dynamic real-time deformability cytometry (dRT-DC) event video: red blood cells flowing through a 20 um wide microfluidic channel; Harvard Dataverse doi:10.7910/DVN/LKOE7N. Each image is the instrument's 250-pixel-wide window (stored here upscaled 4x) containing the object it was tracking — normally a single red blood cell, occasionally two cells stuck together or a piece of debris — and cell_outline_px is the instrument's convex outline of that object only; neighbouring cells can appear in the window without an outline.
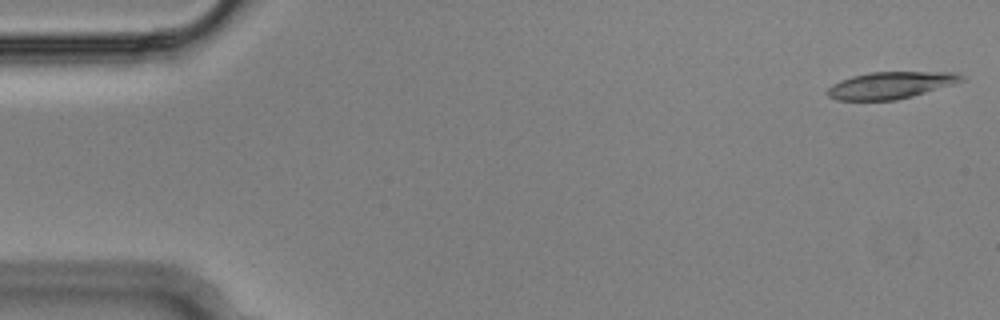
{"species": "Egyptian fruit bat (a non-hibernating species)", "species_latin": "Rousettus aegyptiacus", "temperature_condition": "cold", "stored_images_in_passage": 49, "camera_frame_rate_fps": 3000, "um_per_image_px": 0.085, "animal": {"sex": "male"}, "frame": {"image": 1, "passage_image": 1, "time_ms": 0.0, "image_size_px": [1000, 320], "cell_outline_px": [[968, 80], [912, 96], [896, 100], [836, 100], [828, 96], [828, 88], [832, 84], [840, 80], [852, 76], [868, 72], [956, 72], [964, 76]], "centroid_in_image_um": [75.74, 7.23], "position_along_channel_um": 9.3, "area_um2": 21.1}}
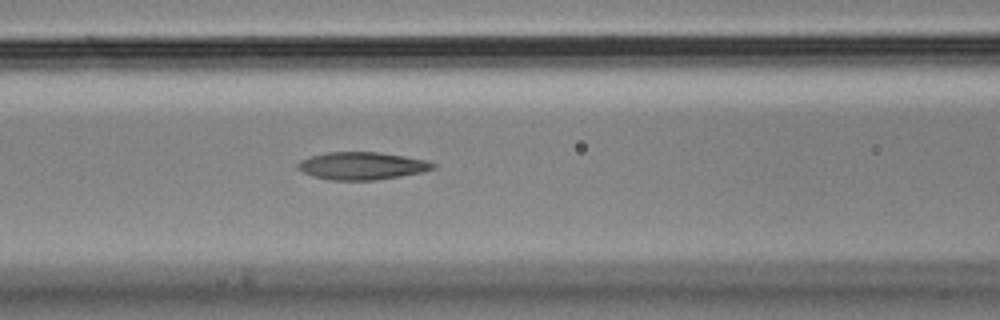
{"frame": {"image": 2, "passage_image": 17, "time_ms": 5.333, "image_size_px": [1000, 320], "cell_outline_px": [[436, 168], [424, 172], [376, 180], [328, 180], [312, 176], [296, 168], [296, 164], [300, 160], [312, 156], [328, 152], [376, 152], [404, 156], [424, 160], [436, 164]], "centroid_in_image_um": [30.75, 14.1], "position_along_channel_um": 135.8, "area_um2": 21.73}}
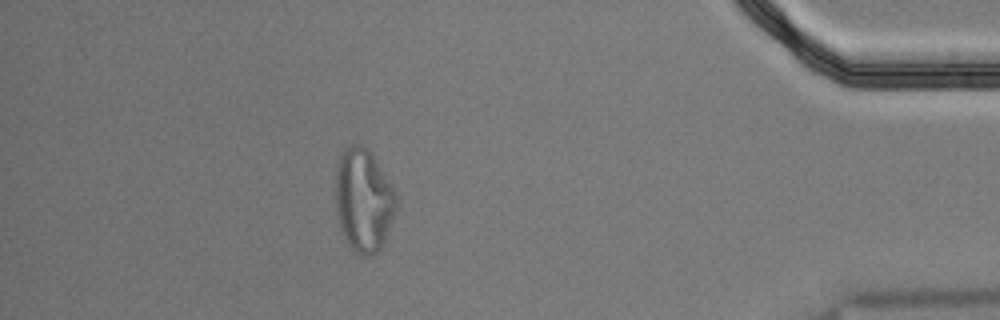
{"frame": {"image": 3, "passage_image": 43, "time_ms": 14.0, "image_size_px": [1000, 320], "cell_outline_px": [[396, 208], [384, 240], [380, 248], [376, 252], [368, 256], [360, 256], [352, 252], [340, 228], [336, 212], [336, 164], [340, 152], [344, 148], [352, 144], [364, 144], [372, 152], [392, 188], [396, 196]], "centroid_in_image_um": [30.86, 16.99], "position_along_channel_um": 404.3, "area_um2": 36.53}, "authors_computed_cell_mechanics": {"area_um2": 22.3686, "velocity_mm_per_s": 3.6371, "shape_relaxation_time_tau1_ms": null, "shape_relaxation_time_tau2_ms": 2.4478, "deformation_change_tau1": null, "deformation_change_tau2": 0.1039}}